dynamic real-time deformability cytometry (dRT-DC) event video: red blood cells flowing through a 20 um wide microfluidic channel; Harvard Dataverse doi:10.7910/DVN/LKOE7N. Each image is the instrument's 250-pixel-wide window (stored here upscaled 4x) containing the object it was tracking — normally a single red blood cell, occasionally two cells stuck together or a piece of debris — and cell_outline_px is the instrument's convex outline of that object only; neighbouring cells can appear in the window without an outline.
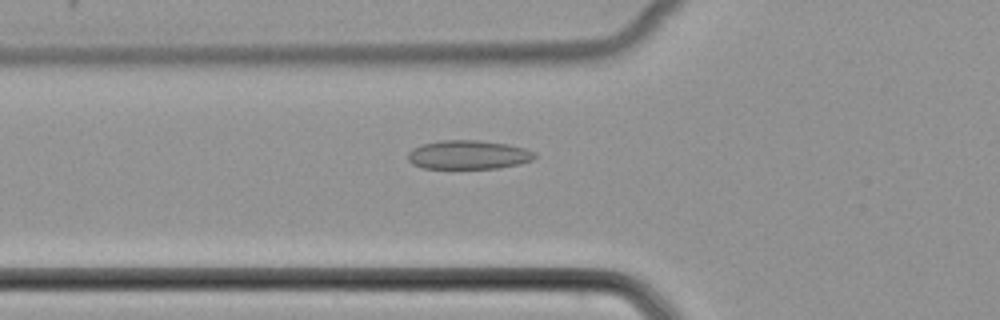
{"species": "common noctule bat (a hibernating species)", "species_latin": "Nyctalus noctula", "temperature_condition": "cold", "stored_images_in_passage": 48, "camera_frame_rate_fps": 3000, "um_per_image_px": 0.085, "animal": {"sex": "female", "body_mass_g": 22.7, "forearm_length_mm": 54.2}, "frame": {"image": 1, "passage_image": 16, "time_ms": 5.0, "image_size_px": [1000, 320], "cell_outline_px": [[536, 156], [532, 160], [520, 164], [500, 168], [420, 168], [412, 164], [408, 160], [408, 152], [412, 148], [420, 144], [444, 140], [476, 140], [508, 144], [524, 148], [536, 152]], "centroid_in_image_um": [39.8, 13.16], "position_along_channel_um": 86.0, "area_um2": 21.5}}
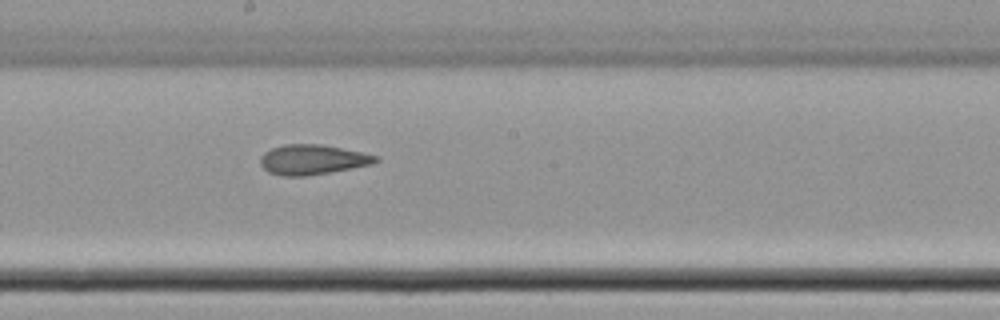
{"frame": {"image": 2, "passage_image": 26, "time_ms": 8.333, "image_size_px": [1000, 320], "cell_outline_px": [[380, 160], [372, 164], [352, 168], [308, 176], [280, 176], [268, 172], [260, 164], [260, 156], [264, 152], [272, 148], [284, 144], [320, 144], [380, 156]], "centroid_in_image_um": [26.54, 13.57], "position_along_channel_um": 221.7, "area_um2": 20.17}}
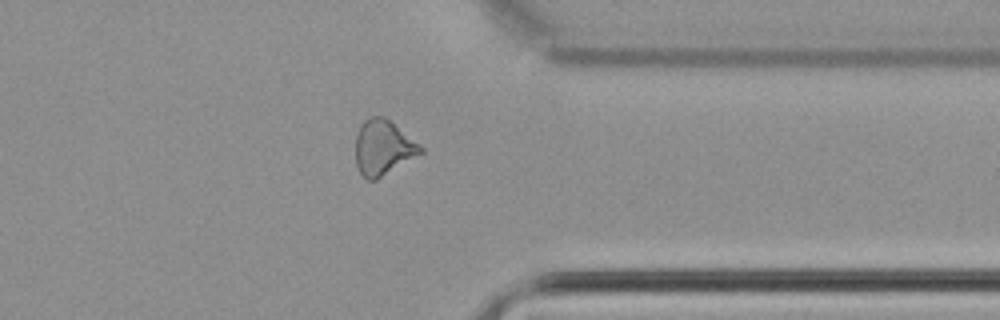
{"frame": {"image": 3, "passage_image": 38, "time_ms": 12.333, "image_size_px": [1000, 320], "cell_outline_px": [[424, 152], [376, 180], [368, 180], [360, 172], [356, 164], [356, 136], [360, 124], [364, 120], [372, 116], [384, 116], [420, 144], [424, 148]], "centroid_in_image_um": [32.57, 12.54], "position_along_channel_um": 378.8, "area_um2": 20.81}}